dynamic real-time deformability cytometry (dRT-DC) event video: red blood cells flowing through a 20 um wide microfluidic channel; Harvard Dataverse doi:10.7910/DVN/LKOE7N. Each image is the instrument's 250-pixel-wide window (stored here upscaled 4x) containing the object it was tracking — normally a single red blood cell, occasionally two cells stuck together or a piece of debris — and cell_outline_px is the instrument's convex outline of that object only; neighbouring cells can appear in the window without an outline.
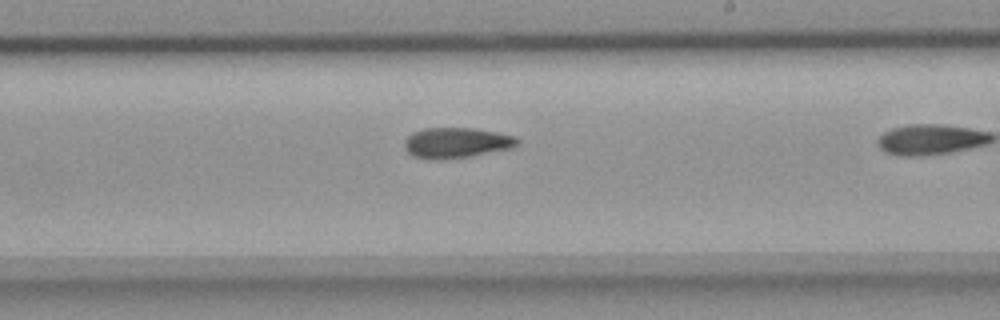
{"species": "common noctule bat (a hibernating species)", "species_latin": "Nyctalus noctula", "temperature_condition": "room temperature", "stored_images_in_passage": 15, "camera_frame_rate_fps": 3000, "um_per_image_px": 0.085, "animal": {"sex": "female", "body_mass_g": 18.4}, "frame": {"image": 1, "passage_image": 11, "time_ms": 3.333, "image_size_px": [1000, 320], "cell_outline_px": [[520, 144], [512, 148], [468, 156], [436, 160], [428, 160], [412, 156], [404, 148], [404, 140], [412, 132], [424, 128], [472, 128], [496, 132], [516, 136], [520, 140]], "centroid_in_image_um": [38.77, 12.13], "position_along_channel_um": 250.2, "area_um2": 20.17}}